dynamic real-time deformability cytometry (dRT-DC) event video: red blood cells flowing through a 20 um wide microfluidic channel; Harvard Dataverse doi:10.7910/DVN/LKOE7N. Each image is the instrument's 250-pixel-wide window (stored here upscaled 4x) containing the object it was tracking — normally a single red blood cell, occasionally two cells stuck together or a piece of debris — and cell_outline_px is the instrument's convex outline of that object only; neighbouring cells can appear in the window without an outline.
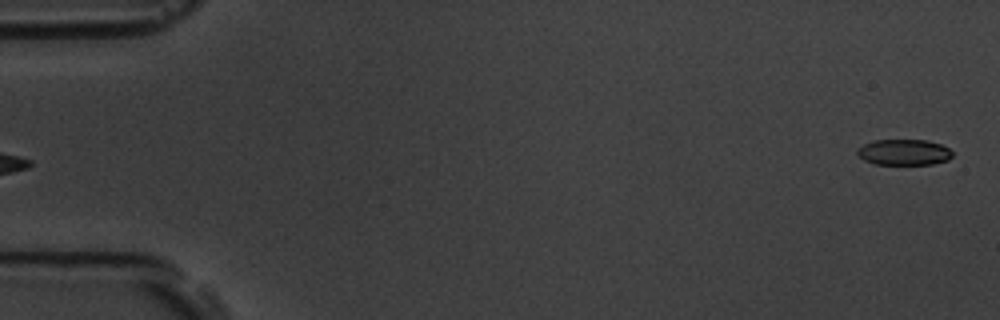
{"species": "common noctule bat (a hibernating species)", "species_latin": "Nyctalus noctula", "temperature_condition": "room temperature", "stored_images_in_passage": 6, "segment_of_instrument_passage": [2, 2], "camera_frame_rate_fps": 3000, "um_per_image_px": 0.085, "animal": {"sex": "male", "body_mass_g": 19.5, "forearm_length_mm": 54.6}, "frame": {"image": 1, "passage_image": 6, "time_ms": 6.667, "image_size_px": [1000, 320], "cell_outline_px": [[952, 156], [948, 160], [932, 164], [876, 164], [864, 160], [856, 152], [856, 148], [872, 140], [928, 140], [940, 144], [948, 148], [952, 152]], "centroid_in_image_um": [76.82, 12.93], "position_along_channel_um": 8.2, "area_um2": 14.33}}